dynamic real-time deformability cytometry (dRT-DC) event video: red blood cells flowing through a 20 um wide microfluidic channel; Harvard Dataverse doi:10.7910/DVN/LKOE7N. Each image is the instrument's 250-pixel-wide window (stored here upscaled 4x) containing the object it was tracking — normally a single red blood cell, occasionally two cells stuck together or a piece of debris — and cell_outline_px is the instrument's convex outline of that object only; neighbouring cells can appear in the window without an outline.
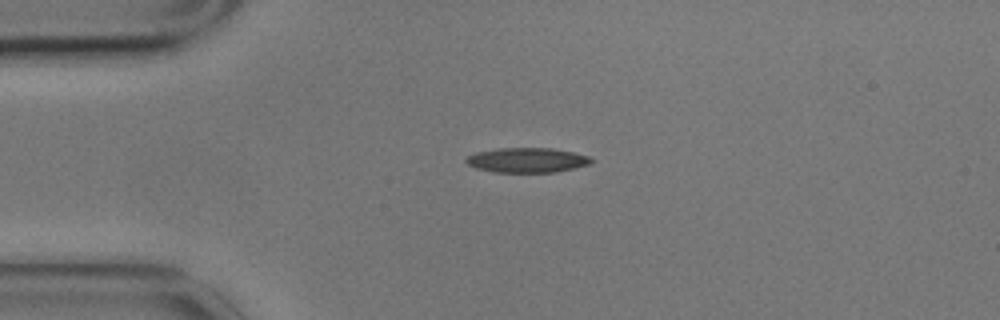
{"species": "common noctule bat (a hibernating species)", "species_latin": "Nyctalus noctula", "temperature_condition": "cold", "stored_images_in_passage": 4, "camera_frame_rate_fps": 3000, "um_per_image_px": 0.085, "animal": {"sex": "male", "body_mass_g": 17.9}, "frame": {"image": 1, "passage_image": 3, "time_ms": 0.667, "image_size_px": [1000, 320], "cell_outline_px": [[592, 164], [556, 172], [496, 172], [476, 168], [468, 164], [464, 160], [468, 156], [476, 152], [496, 148], [552, 148], [572, 152], [588, 156], [592, 160]], "centroid_in_image_um": [44.79, 13.61], "position_along_channel_um": 40.2, "area_um2": 18.03}}